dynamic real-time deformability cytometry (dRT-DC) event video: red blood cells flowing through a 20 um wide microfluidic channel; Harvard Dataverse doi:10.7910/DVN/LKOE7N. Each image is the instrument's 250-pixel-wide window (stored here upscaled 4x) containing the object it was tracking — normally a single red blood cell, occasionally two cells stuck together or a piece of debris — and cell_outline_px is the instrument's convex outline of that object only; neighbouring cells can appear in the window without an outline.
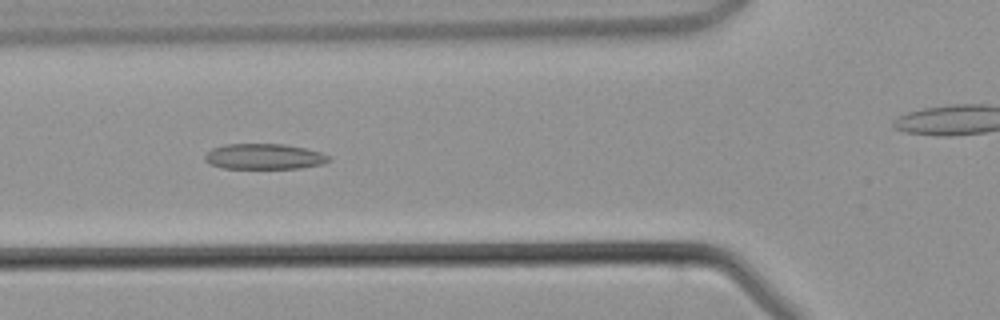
{"species": "common noctule bat (a hibernating species)", "species_latin": "Nyctalus noctula", "temperature_condition": "warm", "stored_images_in_passage": 32, "camera_frame_rate_fps": 3000, "um_per_image_px": 0.085, "animal": {"sex": "male", "body_mass_g": 21.5, "forearm_length_mm": 52.0}, "frame": {"image": 1, "passage_image": 12, "time_ms": 3.667, "image_size_px": [1000, 320], "cell_outline_px": [[332, 160], [324, 164], [300, 168], [220, 168], [208, 164], [204, 160], [204, 156], [212, 148], [224, 144], [284, 144], [308, 148], [332, 156]], "centroid_in_image_um": [22.48, 13.3], "position_along_channel_um": 103.3, "area_um2": 18.79}}
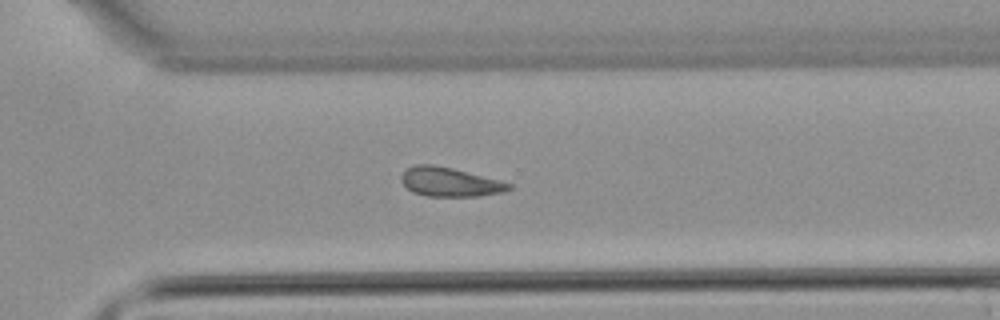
{"frame": {"image": 2, "passage_image": 27, "time_ms": 8.667, "image_size_px": [1000, 320], "cell_outline_px": [[512, 188], [504, 192], [480, 196], [428, 196], [412, 192], [400, 180], [400, 176], [408, 168], [416, 164], [432, 164], [452, 168], [500, 180], [512, 184]], "centroid_in_image_um": [38.24, 15.47], "position_along_channel_um": 332.4, "area_um2": 18.21}}
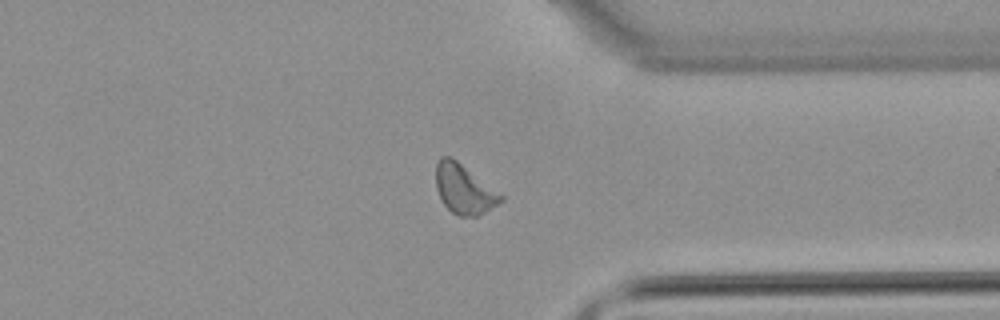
{"frame": {"image": 3, "passage_image": 30, "time_ms": 9.667, "image_size_px": [1000, 320], "cell_outline_px": [[504, 200], [484, 212], [476, 216], [456, 216], [444, 204], [436, 188], [436, 164], [440, 156], [448, 156], [456, 160], [504, 196]], "centroid_in_image_um": [39.43, 16.08], "position_along_channel_um": 372.0, "area_um2": 18.38}}